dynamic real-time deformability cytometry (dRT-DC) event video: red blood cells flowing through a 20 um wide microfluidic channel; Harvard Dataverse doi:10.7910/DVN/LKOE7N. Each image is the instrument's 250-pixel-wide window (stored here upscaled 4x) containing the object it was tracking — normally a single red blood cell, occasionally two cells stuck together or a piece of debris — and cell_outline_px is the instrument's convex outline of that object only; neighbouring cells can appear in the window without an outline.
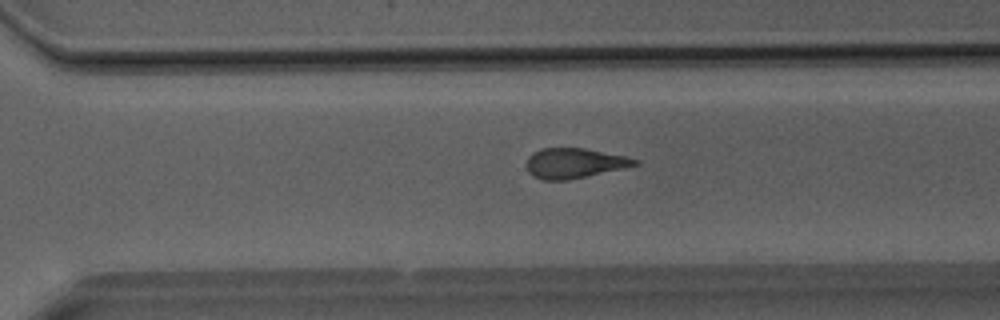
{"species": "Egyptian fruit bat (a non-hibernating species)", "species_latin": "Rousettus aegyptiacus", "temperature_condition": "room temperature", "stored_images_in_passage": 35, "camera_frame_rate_fps": 3000, "um_per_image_px": 0.085, "animal": {"sex": "male"}, "frame": {"image": 1, "passage_image": 23, "time_ms": 7.333, "image_size_px": [1000, 320], "cell_outline_px": [[640, 164], [624, 168], [568, 180], [544, 180], [532, 176], [528, 172], [528, 156], [532, 152], [540, 148], [584, 148], [624, 156], [640, 160]], "centroid_in_image_um": [48.81, 13.87], "position_along_channel_um": 321.8, "area_um2": 18.9}}
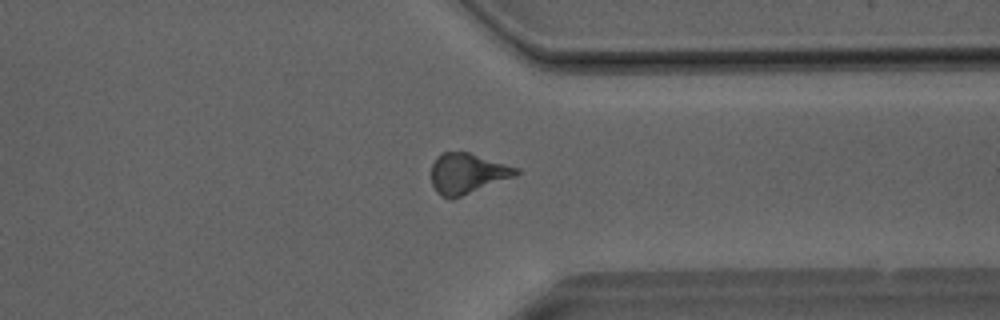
{"frame": {"image": 2, "passage_image": 26, "time_ms": 8.333, "image_size_px": [1000, 320], "cell_outline_px": [[520, 172], [516, 176], [452, 200], [440, 196], [436, 192], [432, 184], [432, 164], [436, 156], [444, 152], [468, 152], [520, 168]], "centroid_in_image_um": [39.73, 14.76], "position_along_channel_um": 371.7, "area_um2": 20.17}}
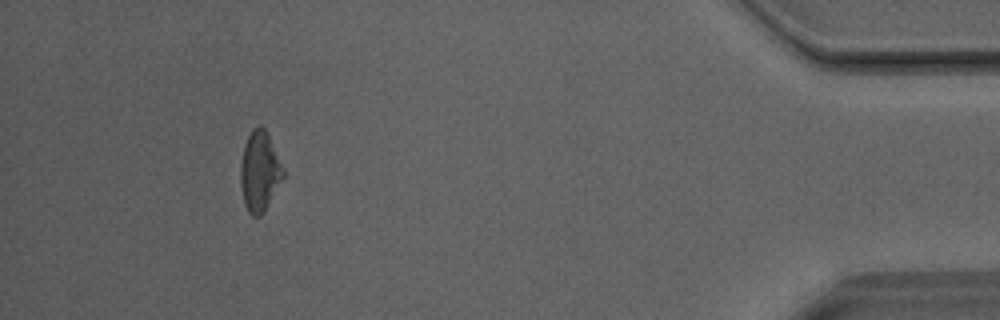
{"frame": {"image": 3, "passage_image": 32, "time_ms": 10.333, "image_size_px": [1000, 320], "cell_outline_px": [[284, 176], [264, 212], [260, 216], [252, 216], [248, 212], [244, 204], [240, 184], [240, 164], [244, 144], [252, 128], [260, 124], [264, 128], [284, 168]], "centroid_in_image_um": [22.05, 14.58], "position_along_channel_um": 413.2, "area_um2": 19.88}}